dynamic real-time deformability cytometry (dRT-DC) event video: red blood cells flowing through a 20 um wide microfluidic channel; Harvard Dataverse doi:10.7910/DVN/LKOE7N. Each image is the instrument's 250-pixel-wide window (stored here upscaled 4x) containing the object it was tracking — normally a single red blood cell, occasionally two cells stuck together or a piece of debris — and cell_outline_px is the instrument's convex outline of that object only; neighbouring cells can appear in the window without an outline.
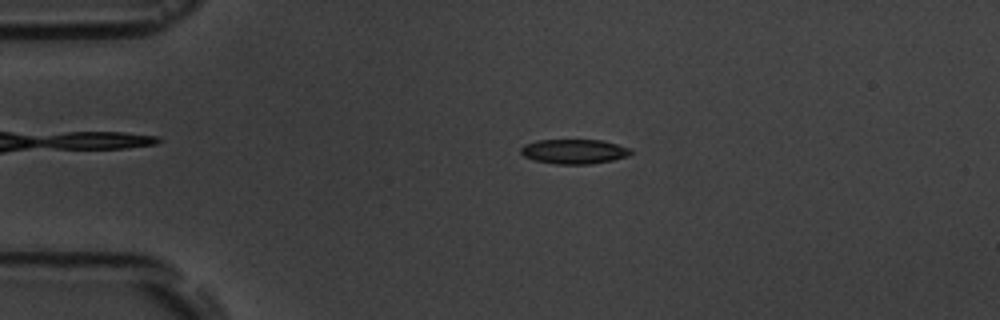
{"species": "common noctule bat (a hibernating species)", "species_latin": "Nyctalus noctula", "temperature_condition": "room temperature", "stored_images_in_passage": 4, "camera_frame_rate_fps": 3000, "um_per_image_px": 0.085, "animal": {"sex": "male", "body_mass_g": 19.5, "forearm_length_mm": 54.6}, "frame": {"image": 1, "passage_image": 3, "time_ms": 2.333, "image_size_px": [1000, 320], "cell_outline_px": [[632, 152], [628, 156], [612, 160], [588, 164], [556, 164], [536, 160], [524, 156], [520, 152], [520, 148], [524, 144], [536, 140], [604, 140], [628, 148]], "centroid_in_image_um": [48.77, 12.87], "position_along_channel_um": 36.2, "area_um2": 15.66}}